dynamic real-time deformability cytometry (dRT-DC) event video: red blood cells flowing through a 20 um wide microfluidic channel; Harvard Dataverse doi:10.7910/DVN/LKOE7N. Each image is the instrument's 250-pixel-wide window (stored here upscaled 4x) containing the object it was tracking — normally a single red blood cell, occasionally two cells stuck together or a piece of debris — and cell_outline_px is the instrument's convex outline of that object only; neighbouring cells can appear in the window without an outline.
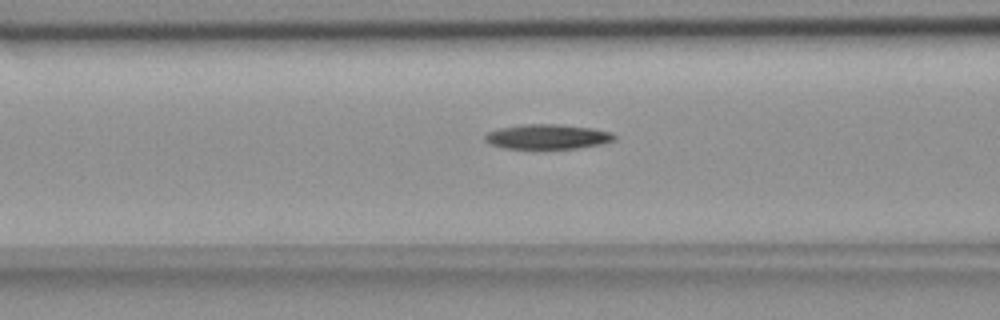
{"species": "common noctule bat (a hibernating species)", "species_latin": "Nyctalus noctula", "temperature_condition": "room temperature", "stored_images_in_passage": 45, "camera_frame_rate_fps": 3000, "um_per_image_px": 0.085, "animal": {"sex": "female", "body_mass_g": 18.4}, "frame": {"image": 1, "passage_image": 22, "time_ms": 7.0, "image_size_px": [1000, 320], "cell_outline_px": [[616, 140], [604, 144], [576, 148], [504, 148], [492, 144], [484, 140], [484, 136], [488, 132], [500, 128], [524, 124], [556, 124], [592, 128], [612, 132], [616, 136]], "centroid_in_image_um": [46.58, 11.61], "position_along_channel_um": 120.0, "area_um2": 18.61}}
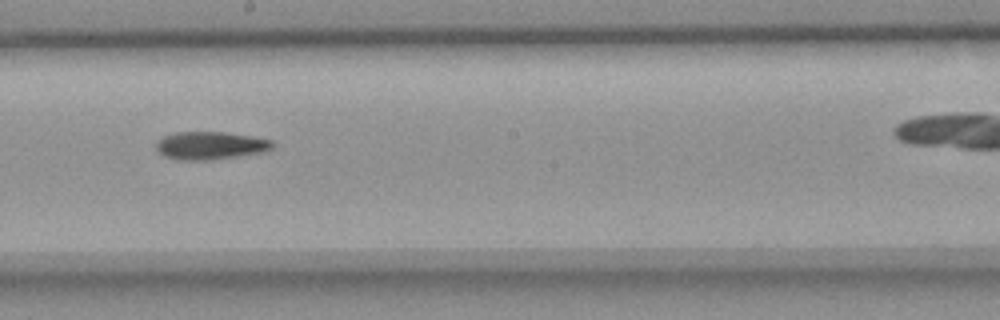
{"frame": {"image": 2, "passage_image": 31, "time_ms": 10.0, "image_size_px": [1000, 320], "cell_outline_px": [[272, 148], [264, 152], [212, 160], [180, 160], [164, 156], [156, 148], [156, 140], [164, 136], [176, 132], [224, 132], [252, 136], [272, 140]], "centroid_in_image_um": [17.87, 12.37], "position_along_channel_um": 230.3, "area_um2": 18.9}}
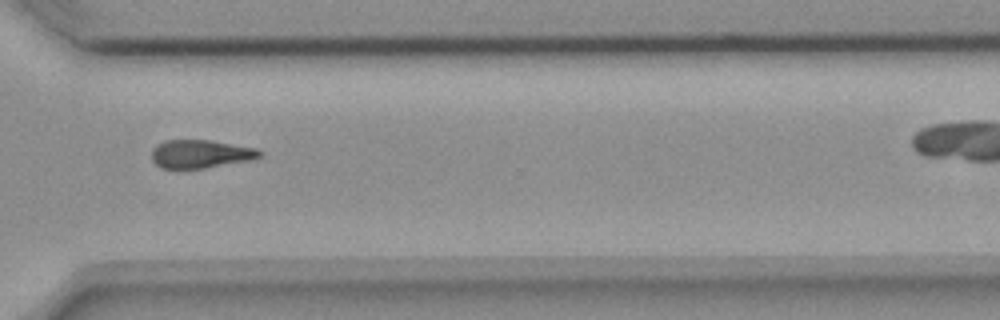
{"frame": {"image": 3, "passage_image": 41, "time_ms": 13.333, "image_size_px": [1000, 320], "cell_outline_px": [[264, 152], [260, 156], [248, 160], [204, 168], [160, 168], [152, 160], [152, 148], [156, 144], [164, 140], [212, 140], [256, 148]], "centroid_in_image_um": [17.01, 13.07], "position_along_channel_um": 353.6, "area_um2": 17.74}}